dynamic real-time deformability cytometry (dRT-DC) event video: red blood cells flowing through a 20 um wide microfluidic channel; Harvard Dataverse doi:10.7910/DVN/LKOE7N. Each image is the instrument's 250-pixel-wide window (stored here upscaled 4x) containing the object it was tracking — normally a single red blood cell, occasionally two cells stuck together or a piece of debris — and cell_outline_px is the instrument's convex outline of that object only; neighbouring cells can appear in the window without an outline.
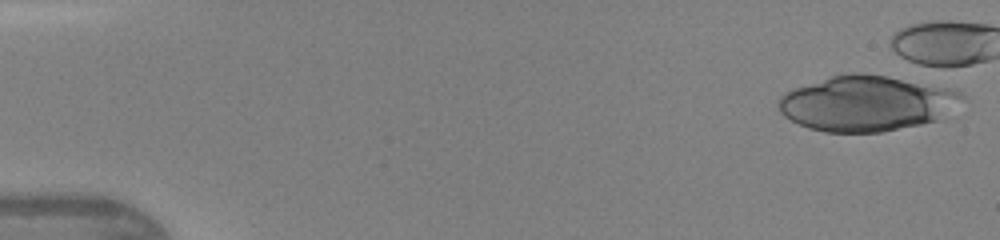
{"species": "human", "species_latin": "Homo sapiens", "temperature_condition": "warm", "stored_images_in_passage": 5, "camera_frame_rate_fps": 3000, "um_per_image_px": 0.085, "donor": {"sex": "female"}, "frame": {"image": 1, "passage_image": 1, "time_ms": 0.0, "image_size_px": [1000, 240], "cell_outline_px": [[964, 96], [940, 120], [880, 132], [824, 132], [808, 128], [784, 116], [780, 112], [776, 104], [780, 96], [784, 92], [792, 88], [832, 76], [852, 72], [856, 72], [888, 76], [948, 88], [960, 92]], "centroid_in_image_um": [73.59, 8.78], "position_along_channel_um": 11.4, "area_um2": 58.9}}